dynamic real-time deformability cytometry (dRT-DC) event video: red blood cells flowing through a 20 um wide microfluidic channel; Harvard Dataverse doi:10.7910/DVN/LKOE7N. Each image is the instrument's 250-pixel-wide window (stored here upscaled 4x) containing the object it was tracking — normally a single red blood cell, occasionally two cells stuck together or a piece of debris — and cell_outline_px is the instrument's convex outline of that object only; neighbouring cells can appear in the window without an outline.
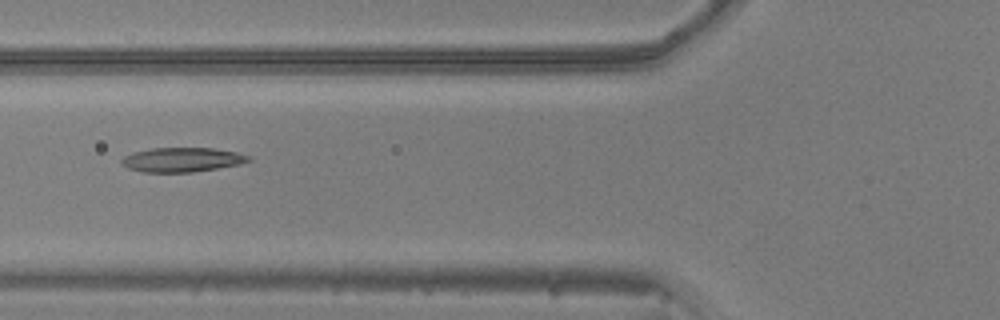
{"species": "common noctule bat (a hibernating species)", "species_latin": "Nyctalus noctula", "temperature_condition": "warm", "stored_images_in_passage": 11, "camera_frame_rate_fps": 3000, "um_per_image_px": 0.085, "animal": {"sex": "male", "body_mass_g": 20.5, "forearm_length_mm": 52.5}, "frame": {"image": 1, "passage_image": 9, "time_ms": 2.667, "image_size_px": [1000, 320], "cell_outline_px": [[252, 160], [240, 164], [192, 172], [144, 172], [128, 168], [120, 160], [124, 156], [132, 152], [152, 148], [212, 148], [236, 152], [252, 156]], "centroid_in_image_um": [15.49, 13.57], "position_along_channel_um": 110.3, "area_um2": 17.98}}